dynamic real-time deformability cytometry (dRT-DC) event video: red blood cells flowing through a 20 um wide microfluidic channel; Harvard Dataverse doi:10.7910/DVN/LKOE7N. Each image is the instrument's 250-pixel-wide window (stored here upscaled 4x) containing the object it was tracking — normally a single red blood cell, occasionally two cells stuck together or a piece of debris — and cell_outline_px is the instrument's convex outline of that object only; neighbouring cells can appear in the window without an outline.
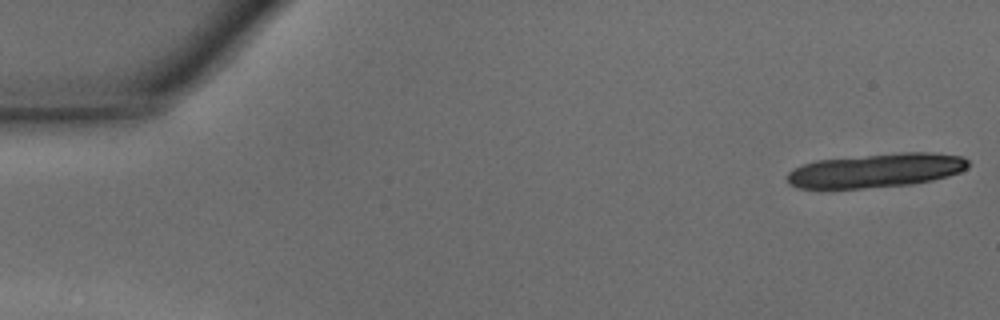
{"species": "common noctule bat (a hibernating species)", "species_latin": "Nyctalus noctula", "temperature_condition": "warm", "stored_images_in_passage": 15, "camera_frame_rate_fps": 3000, "um_per_image_px": 0.085, "animal": {"sex": "male", "body_mass_g": 15.6}, "frame": {"image": 1, "passage_image": 1, "time_ms": 0.0, "image_size_px": [1000, 320], "cell_outline_px": [[968, 168], [960, 172], [948, 176], [932, 180], [912, 184], [864, 188], [796, 188], [788, 184], [784, 176], [792, 168], [816, 160], [904, 152], [932, 152], [964, 156], [968, 160]], "centroid_in_image_um": [74.45, 14.49], "position_along_channel_um": 10.5, "area_um2": 36.13}}